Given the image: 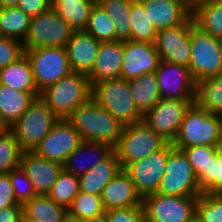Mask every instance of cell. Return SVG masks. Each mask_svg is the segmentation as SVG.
<instances>
[{
    "label": "cell",
    "instance_id": "f5cc1de1",
    "mask_svg": "<svg viewBox=\"0 0 222 222\" xmlns=\"http://www.w3.org/2000/svg\"><path fill=\"white\" fill-rule=\"evenodd\" d=\"M64 222H83L82 220H78L76 218L70 217L69 215L65 218Z\"/></svg>",
    "mask_w": 222,
    "mask_h": 222
},
{
    "label": "cell",
    "instance_id": "6da1fadb",
    "mask_svg": "<svg viewBox=\"0 0 222 222\" xmlns=\"http://www.w3.org/2000/svg\"><path fill=\"white\" fill-rule=\"evenodd\" d=\"M68 120L83 141L117 145L124 125L92 98L75 110Z\"/></svg>",
    "mask_w": 222,
    "mask_h": 222
},
{
    "label": "cell",
    "instance_id": "9c48e42d",
    "mask_svg": "<svg viewBox=\"0 0 222 222\" xmlns=\"http://www.w3.org/2000/svg\"><path fill=\"white\" fill-rule=\"evenodd\" d=\"M198 197L153 193L143 198L147 222H194Z\"/></svg>",
    "mask_w": 222,
    "mask_h": 222
},
{
    "label": "cell",
    "instance_id": "681fc988",
    "mask_svg": "<svg viewBox=\"0 0 222 222\" xmlns=\"http://www.w3.org/2000/svg\"><path fill=\"white\" fill-rule=\"evenodd\" d=\"M11 126L5 121L1 111H0V132H5L10 130Z\"/></svg>",
    "mask_w": 222,
    "mask_h": 222
},
{
    "label": "cell",
    "instance_id": "ac0fdd59",
    "mask_svg": "<svg viewBox=\"0 0 222 222\" xmlns=\"http://www.w3.org/2000/svg\"><path fill=\"white\" fill-rule=\"evenodd\" d=\"M20 166L30 179L37 195H48L64 166L33 151H23Z\"/></svg>",
    "mask_w": 222,
    "mask_h": 222
},
{
    "label": "cell",
    "instance_id": "8992f818",
    "mask_svg": "<svg viewBox=\"0 0 222 222\" xmlns=\"http://www.w3.org/2000/svg\"><path fill=\"white\" fill-rule=\"evenodd\" d=\"M58 120L59 118L47 104L40 97H36L10 130L23 151H33L50 133Z\"/></svg>",
    "mask_w": 222,
    "mask_h": 222
},
{
    "label": "cell",
    "instance_id": "ee69618b",
    "mask_svg": "<svg viewBox=\"0 0 222 222\" xmlns=\"http://www.w3.org/2000/svg\"><path fill=\"white\" fill-rule=\"evenodd\" d=\"M105 213L108 222H147L143 206L111 209Z\"/></svg>",
    "mask_w": 222,
    "mask_h": 222
},
{
    "label": "cell",
    "instance_id": "74e56055",
    "mask_svg": "<svg viewBox=\"0 0 222 222\" xmlns=\"http://www.w3.org/2000/svg\"><path fill=\"white\" fill-rule=\"evenodd\" d=\"M23 150L11 130L0 132V174H9L20 166Z\"/></svg>",
    "mask_w": 222,
    "mask_h": 222
},
{
    "label": "cell",
    "instance_id": "4fadbf2b",
    "mask_svg": "<svg viewBox=\"0 0 222 222\" xmlns=\"http://www.w3.org/2000/svg\"><path fill=\"white\" fill-rule=\"evenodd\" d=\"M195 100L161 99L148 113L143 122L168 143L175 140L186 111Z\"/></svg>",
    "mask_w": 222,
    "mask_h": 222
},
{
    "label": "cell",
    "instance_id": "4316f807",
    "mask_svg": "<svg viewBox=\"0 0 222 222\" xmlns=\"http://www.w3.org/2000/svg\"><path fill=\"white\" fill-rule=\"evenodd\" d=\"M129 87L135 105L143 116L161 100L155 73L129 80Z\"/></svg>",
    "mask_w": 222,
    "mask_h": 222
},
{
    "label": "cell",
    "instance_id": "d6a6232c",
    "mask_svg": "<svg viewBox=\"0 0 222 222\" xmlns=\"http://www.w3.org/2000/svg\"><path fill=\"white\" fill-rule=\"evenodd\" d=\"M31 17L16 7L0 8V35L24 41Z\"/></svg>",
    "mask_w": 222,
    "mask_h": 222
},
{
    "label": "cell",
    "instance_id": "30bf717a",
    "mask_svg": "<svg viewBox=\"0 0 222 222\" xmlns=\"http://www.w3.org/2000/svg\"><path fill=\"white\" fill-rule=\"evenodd\" d=\"M157 193L183 197H198L203 193L192 165L182 150L174 148L169 154Z\"/></svg>",
    "mask_w": 222,
    "mask_h": 222
},
{
    "label": "cell",
    "instance_id": "816d5d0a",
    "mask_svg": "<svg viewBox=\"0 0 222 222\" xmlns=\"http://www.w3.org/2000/svg\"><path fill=\"white\" fill-rule=\"evenodd\" d=\"M20 222H38L37 220L27 217L24 213L21 215Z\"/></svg>",
    "mask_w": 222,
    "mask_h": 222
},
{
    "label": "cell",
    "instance_id": "9a60e30c",
    "mask_svg": "<svg viewBox=\"0 0 222 222\" xmlns=\"http://www.w3.org/2000/svg\"><path fill=\"white\" fill-rule=\"evenodd\" d=\"M155 76L161 99L195 100L196 82L187 66L160 60Z\"/></svg>",
    "mask_w": 222,
    "mask_h": 222
},
{
    "label": "cell",
    "instance_id": "7bdbcfd3",
    "mask_svg": "<svg viewBox=\"0 0 222 222\" xmlns=\"http://www.w3.org/2000/svg\"><path fill=\"white\" fill-rule=\"evenodd\" d=\"M206 193L222 194V147L206 168Z\"/></svg>",
    "mask_w": 222,
    "mask_h": 222
},
{
    "label": "cell",
    "instance_id": "60d3db41",
    "mask_svg": "<svg viewBox=\"0 0 222 222\" xmlns=\"http://www.w3.org/2000/svg\"><path fill=\"white\" fill-rule=\"evenodd\" d=\"M10 180L18 204L24 205L37 195L32 182L26 176V173L21 166L10 172Z\"/></svg>",
    "mask_w": 222,
    "mask_h": 222
},
{
    "label": "cell",
    "instance_id": "2e32d148",
    "mask_svg": "<svg viewBox=\"0 0 222 222\" xmlns=\"http://www.w3.org/2000/svg\"><path fill=\"white\" fill-rule=\"evenodd\" d=\"M191 17L177 26L158 31L155 46L162 61L185 65L189 68L191 55Z\"/></svg>",
    "mask_w": 222,
    "mask_h": 222
},
{
    "label": "cell",
    "instance_id": "b9f144b4",
    "mask_svg": "<svg viewBox=\"0 0 222 222\" xmlns=\"http://www.w3.org/2000/svg\"><path fill=\"white\" fill-rule=\"evenodd\" d=\"M25 55L23 42L0 35V69L18 61Z\"/></svg>",
    "mask_w": 222,
    "mask_h": 222
},
{
    "label": "cell",
    "instance_id": "bcb514c9",
    "mask_svg": "<svg viewBox=\"0 0 222 222\" xmlns=\"http://www.w3.org/2000/svg\"><path fill=\"white\" fill-rule=\"evenodd\" d=\"M15 7L33 18L48 11L51 8V5L50 0H18Z\"/></svg>",
    "mask_w": 222,
    "mask_h": 222
},
{
    "label": "cell",
    "instance_id": "f1b7e54d",
    "mask_svg": "<svg viewBox=\"0 0 222 222\" xmlns=\"http://www.w3.org/2000/svg\"><path fill=\"white\" fill-rule=\"evenodd\" d=\"M23 213L38 222H64L67 208L54 202L48 195H36L23 205Z\"/></svg>",
    "mask_w": 222,
    "mask_h": 222
},
{
    "label": "cell",
    "instance_id": "83f0119b",
    "mask_svg": "<svg viewBox=\"0 0 222 222\" xmlns=\"http://www.w3.org/2000/svg\"><path fill=\"white\" fill-rule=\"evenodd\" d=\"M194 24L204 32L222 41V3L216 0H204L192 9Z\"/></svg>",
    "mask_w": 222,
    "mask_h": 222
},
{
    "label": "cell",
    "instance_id": "ba28073f",
    "mask_svg": "<svg viewBox=\"0 0 222 222\" xmlns=\"http://www.w3.org/2000/svg\"><path fill=\"white\" fill-rule=\"evenodd\" d=\"M25 55L30 61L39 93L72 72L65 47H40L25 50Z\"/></svg>",
    "mask_w": 222,
    "mask_h": 222
},
{
    "label": "cell",
    "instance_id": "5bb4252c",
    "mask_svg": "<svg viewBox=\"0 0 222 222\" xmlns=\"http://www.w3.org/2000/svg\"><path fill=\"white\" fill-rule=\"evenodd\" d=\"M82 141L81 135L68 119H59L33 152L45 159L64 165L67 158Z\"/></svg>",
    "mask_w": 222,
    "mask_h": 222
},
{
    "label": "cell",
    "instance_id": "d6986e66",
    "mask_svg": "<svg viewBox=\"0 0 222 222\" xmlns=\"http://www.w3.org/2000/svg\"><path fill=\"white\" fill-rule=\"evenodd\" d=\"M124 41L100 42L92 70L87 77L93 87L103 81L121 78Z\"/></svg>",
    "mask_w": 222,
    "mask_h": 222
},
{
    "label": "cell",
    "instance_id": "484cf974",
    "mask_svg": "<svg viewBox=\"0 0 222 222\" xmlns=\"http://www.w3.org/2000/svg\"><path fill=\"white\" fill-rule=\"evenodd\" d=\"M0 84L17 91L39 93L34 81L30 61L26 55L0 69Z\"/></svg>",
    "mask_w": 222,
    "mask_h": 222
},
{
    "label": "cell",
    "instance_id": "d590c367",
    "mask_svg": "<svg viewBox=\"0 0 222 222\" xmlns=\"http://www.w3.org/2000/svg\"><path fill=\"white\" fill-rule=\"evenodd\" d=\"M130 18L131 38L129 40L155 43L158 30L151 24L139 1L131 3Z\"/></svg>",
    "mask_w": 222,
    "mask_h": 222
},
{
    "label": "cell",
    "instance_id": "3957f363",
    "mask_svg": "<svg viewBox=\"0 0 222 222\" xmlns=\"http://www.w3.org/2000/svg\"><path fill=\"white\" fill-rule=\"evenodd\" d=\"M220 140L221 115L209 113L194 103L186 111L172 145L181 150L198 145L219 146Z\"/></svg>",
    "mask_w": 222,
    "mask_h": 222
},
{
    "label": "cell",
    "instance_id": "5b68a950",
    "mask_svg": "<svg viewBox=\"0 0 222 222\" xmlns=\"http://www.w3.org/2000/svg\"><path fill=\"white\" fill-rule=\"evenodd\" d=\"M92 99L123 125L143 121L130 92L129 81L123 78L103 81L92 87Z\"/></svg>",
    "mask_w": 222,
    "mask_h": 222
},
{
    "label": "cell",
    "instance_id": "603a6c76",
    "mask_svg": "<svg viewBox=\"0 0 222 222\" xmlns=\"http://www.w3.org/2000/svg\"><path fill=\"white\" fill-rule=\"evenodd\" d=\"M113 151L114 148L107 143L82 141L78 148L70 154L63 166L67 172L79 177L105 160ZM84 153L86 155L88 153L86 159L89 157V160L83 157L85 156Z\"/></svg>",
    "mask_w": 222,
    "mask_h": 222
},
{
    "label": "cell",
    "instance_id": "277c9868",
    "mask_svg": "<svg viewBox=\"0 0 222 222\" xmlns=\"http://www.w3.org/2000/svg\"><path fill=\"white\" fill-rule=\"evenodd\" d=\"M190 73L198 81L212 78L222 72V41L201 30L191 16Z\"/></svg>",
    "mask_w": 222,
    "mask_h": 222
},
{
    "label": "cell",
    "instance_id": "ab89813d",
    "mask_svg": "<svg viewBox=\"0 0 222 222\" xmlns=\"http://www.w3.org/2000/svg\"><path fill=\"white\" fill-rule=\"evenodd\" d=\"M196 221L222 222V194L202 193L198 196Z\"/></svg>",
    "mask_w": 222,
    "mask_h": 222
},
{
    "label": "cell",
    "instance_id": "f546056e",
    "mask_svg": "<svg viewBox=\"0 0 222 222\" xmlns=\"http://www.w3.org/2000/svg\"><path fill=\"white\" fill-rule=\"evenodd\" d=\"M97 0L50 2L57 14L73 29L84 30Z\"/></svg>",
    "mask_w": 222,
    "mask_h": 222
},
{
    "label": "cell",
    "instance_id": "7c38bea8",
    "mask_svg": "<svg viewBox=\"0 0 222 222\" xmlns=\"http://www.w3.org/2000/svg\"><path fill=\"white\" fill-rule=\"evenodd\" d=\"M174 149L167 143L148 157L129 163L123 170L130 176L142 198L157 193L167 166L169 154Z\"/></svg>",
    "mask_w": 222,
    "mask_h": 222
},
{
    "label": "cell",
    "instance_id": "e0dca14e",
    "mask_svg": "<svg viewBox=\"0 0 222 222\" xmlns=\"http://www.w3.org/2000/svg\"><path fill=\"white\" fill-rule=\"evenodd\" d=\"M160 62L155 43L124 41L121 78L129 81L146 73H155Z\"/></svg>",
    "mask_w": 222,
    "mask_h": 222
},
{
    "label": "cell",
    "instance_id": "f35d334b",
    "mask_svg": "<svg viewBox=\"0 0 222 222\" xmlns=\"http://www.w3.org/2000/svg\"><path fill=\"white\" fill-rule=\"evenodd\" d=\"M68 215L78 220L98 216L105 212L101 196L79 192L67 208Z\"/></svg>",
    "mask_w": 222,
    "mask_h": 222
},
{
    "label": "cell",
    "instance_id": "f6af8a7d",
    "mask_svg": "<svg viewBox=\"0 0 222 222\" xmlns=\"http://www.w3.org/2000/svg\"><path fill=\"white\" fill-rule=\"evenodd\" d=\"M8 206H23L17 203L9 174H0V210Z\"/></svg>",
    "mask_w": 222,
    "mask_h": 222
},
{
    "label": "cell",
    "instance_id": "e575fe53",
    "mask_svg": "<svg viewBox=\"0 0 222 222\" xmlns=\"http://www.w3.org/2000/svg\"><path fill=\"white\" fill-rule=\"evenodd\" d=\"M98 42L117 41L113 19L96 3L92 8L88 23L84 29Z\"/></svg>",
    "mask_w": 222,
    "mask_h": 222
},
{
    "label": "cell",
    "instance_id": "7dc6e473",
    "mask_svg": "<svg viewBox=\"0 0 222 222\" xmlns=\"http://www.w3.org/2000/svg\"><path fill=\"white\" fill-rule=\"evenodd\" d=\"M23 206H8L0 210V222H20Z\"/></svg>",
    "mask_w": 222,
    "mask_h": 222
},
{
    "label": "cell",
    "instance_id": "9f6ffc18",
    "mask_svg": "<svg viewBox=\"0 0 222 222\" xmlns=\"http://www.w3.org/2000/svg\"><path fill=\"white\" fill-rule=\"evenodd\" d=\"M219 146L222 147V115H221V140Z\"/></svg>",
    "mask_w": 222,
    "mask_h": 222
},
{
    "label": "cell",
    "instance_id": "4dcf8cb0",
    "mask_svg": "<svg viewBox=\"0 0 222 222\" xmlns=\"http://www.w3.org/2000/svg\"><path fill=\"white\" fill-rule=\"evenodd\" d=\"M195 103L209 113L222 115V72L196 83Z\"/></svg>",
    "mask_w": 222,
    "mask_h": 222
},
{
    "label": "cell",
    "instance_id": "cb8c5ba5",
    "mask_svg": "<svg viewBox=\"0 0 222 222\" xmlns=\"http://www.w3.org/2000/svg\"><path fill=\"white\" fill-rule=\"evenodd\" d=\"M117 154L113 151L105 160L86 174L79 176L80 191L101 196L105 186L121 171Z\"/></svg>",
    "mask_w": 222,
    "mask_h": 222
},
{
    "label": "cell",
    "instance_id": "f907efd6",
    "mask_svg": "<svg viewBox=\"0 0 222 222\" xmlns=\"http://www.w3.org/2000/svg\"><path fill=\"white\" fill-rule=\"evenodd\" d=\"M18 0H0V8L15 7Z\"/></svg>",
    "mask_w": 222,
    "mask_h": 222
},
{
    "label": "cell",
    "instance_id": "6f0895ef",
    "mask_svg": "<svg viewBox=\"0 0 222 222\" xmlns=\"http://www.w3.org/2000/svg\"><path fill=\"white\" fill-rule=\"evenodd\" d=\"M180 1L184 2L190 8V0H180Z\"/></svg>",
    "mask_w": 222,
    "mask_h": 222
},
{
    "label": "cell",
    "instance_id": "44dd1931",
    "mask_svg": "<svg viewBox=\"0 0 222 222\" xmlns=\"http://www.w3.org/2000/svg\"><path fill=\"white\" fill-rule=\"evenodd\" d=\"M99 47L100 42L85 30H74L65 45L72 72L87 75L92 70Z\"/></svg>",
    "mask_w": 222,
    "mask_h": 222
},
{
    "label": "cell",
    "instance_id": "7402d4cb",
    "mask_svg": "<svg viewBox=\"0 0 222 222\" xmlns=\"http://www.w3.org/2000/svg\"><path fill=\"white\" fill-rule=\"evenodd\" d=\"M104 210L143 206V198L138 193L130 176L123 170L105 186L101 194Z\"/></svg>",
    "mask_w": 222,
    "mask_h": 222
},
{
    "label": "cell",
    "instance_id": "836d02e7",
    "mask_svg": "<svg viewBox=\"0 0 222 222\" xmlns=\"http://www.w3.org/2000/svg\"><path fill=\"white\" fill-rule=\"evenodd\" d=\"M218 146L198 145L185 147L181 150L187 156L196 174L200 190L206 193V168L216 157Z\"/></svg>",
    "mask_w": 222,
    "mask_h": 222
},
{
    "label": "cell",
    "instance_id": "11a10c76",
    "mask_svg": "<svg viewBox=\"0 0 222 222\" xmlns=\"http://www.w3.org/2000/svg\"><path fill=\"white\" fill-rule=\"evenodd\" d=\"M71 1H80V0H50V2H71Z\"/></svg>",
    "mask_w": 222,
    "mask_h": 222
},
{
    "label": "cell",
    "instance_id": "8d00e7d4",
    "mask_svg": "<svg viewBox=\"0 0 222 222\" xmlns=\"http://www.w3.org/2000/svg\"><path fill=\"white\" fill-rule=\"evenodd\" d=\"M79 192V177L63 169L48 196L57 204L68 208Z\"/></svg>",
    "mask_w": 222,
    "mask_h": 222
},
{
    "label": "cell",
    "instance_id": "c3c4849f",
    "mask_svg": "<svg viewBox=\"0 0 222 222\" xmlns=\"http://www.w3.org/2000/svg\"><path fill=\"white\" fill-rule=\"evenodd\" d=\"M83 222H108L106 213L100 214L98 216L86 218L82 220Z\"/></svg>",
    "mask_w": 222,
    "mask_h": 222
},
{
    "label": "cell",
    "instance_id": "8fae6325",
    "mask_svg": "<svg viewBox=\"0 0 222 222\" xmlns=\"http://www.w3.org/2000/svg\"><path fill=\"white\" fill-rule=\"evenodd\" d=\"M73 29L50 8L31 19L28 34L23 41L25 50L40 47H65L71 38Z\"/></svg>",
    "mask_w": 222,
    "mask_h": 222
},
{
    "label": "cell",
    "instance_id": "db71d44e",
    "mask_svg": "<svg viewBox=\"0 0 222 222\" xmlns=\"http://www.w3.org/2000/svg\"><path fill=\"white\" fill-rule=\"evenodd\" d=\"M201 1H204V0H190V9L192 10L194 5Z\"/></svg>",
    "mask_w": 222,
    "mask_h": 222
},
{
    "label": "cell",
    "instance_id": "1f68e13d",
    "mask_svg": "<svg viewBox=\"0 0 222 222\" xmlns=\"http://www.w3.org/2000/svg\"><path fill=\"white\" fill-rule=\"evenodd\" d=\"M134 0H97V3L113 19L116 37L126 41L131 38L130 6Z\"/></svg>",
    "mask_w": 222,
    "mask_h": 222
},
{
    "label": "cell",
    "instance_id": "52a82bcc",
    "mask_svg": "<svg viewBox=\"0 0 222 222\" xmlns=\"http://www.w3.org/2000/svg\"><path fill=\"white\" fill-rule=\"evenodd\" d=\"M168 142L152 130L146 123L124 125L114 151L124 169L129 163L148 157L163 148Z\"/></svg>",
    "mask_w": 222,
    "mask_h": 222
},
{
    "label": "cell",
    "instance_id": "ffe728a7",
    "mask_svg": "<svg viewBox=\"0 0 222 222\" xmlns=\"http://www.w3.org/2000/svg\"><path fill=\"white\" fill-rule=\"evenodd\" d=\"M145 13L155 28L159 31L185 23L192 10L180 0H140Z\"/></svg>",
    "mask_w": 222,
    "mask_h": 222
},
{
    "label": "cell",
    "instance_id": "7a4b0ae2",
    "mask_svg": "<svg viewBox=\"0 0 222 222\" xmlns=\"http://www.w3.org/2000/svg\"><path fill=\"white\" fill-rule=\"evenodd\" d=\"M39 97L59 119H68L92 98V86L86 74L71 72L42 90Z\"/></svg>",
    "mask_w": 222,
    "mask_h": 222
},
{
    "label": "cell",
    "instance_id": "d4e9b609",
    "mask_svg": "<svg viewBox=\"0 0 222 222\" xmlns=\"http://www.w3.org/2000/svg\"><path fill=\"white\" fill-rule=\"evenodd\" d=\"M39 95L0 84V111L5 121L12 126Z\"/></svg>",
    "mask_w": 222,
    "mask_h": 222
}]
</instances>
